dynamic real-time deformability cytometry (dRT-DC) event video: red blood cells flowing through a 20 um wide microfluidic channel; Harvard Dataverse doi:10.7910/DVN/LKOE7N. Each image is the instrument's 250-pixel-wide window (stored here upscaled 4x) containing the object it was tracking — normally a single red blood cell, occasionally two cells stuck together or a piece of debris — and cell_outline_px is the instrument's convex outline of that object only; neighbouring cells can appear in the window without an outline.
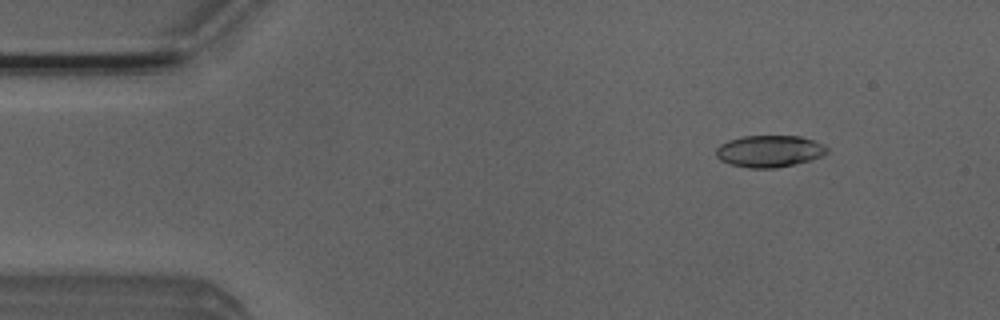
{"species": "Egyptian fruit bat (a non-hibernating species)", "species_latin": "Rousettus aegyptiacus", "temperature_condition": "room temperature", "stored_images_in_passage": 5, "camera_frame_rate_fps": 3000, "um_per_image_px": 0.085, "animal": {"sex": "male"}, "frame": {"image": 1, "passage_image": 5, "time_ms": 1.333, "image_size_px": [1000, 320], "cell_outline_px": [[828, 152], [812, 160], [776, 168], [748, 168], [732, 164], [720, 160], [716, 156], [716, 148], [720, 144], [728, 140], [744, 136], [800, 136], [824, 144], [828, 148]], "centroid_in_image_um": [65.4, 12.85], "position_along_channel_um": 19.6, "area_um2": 20.58}}